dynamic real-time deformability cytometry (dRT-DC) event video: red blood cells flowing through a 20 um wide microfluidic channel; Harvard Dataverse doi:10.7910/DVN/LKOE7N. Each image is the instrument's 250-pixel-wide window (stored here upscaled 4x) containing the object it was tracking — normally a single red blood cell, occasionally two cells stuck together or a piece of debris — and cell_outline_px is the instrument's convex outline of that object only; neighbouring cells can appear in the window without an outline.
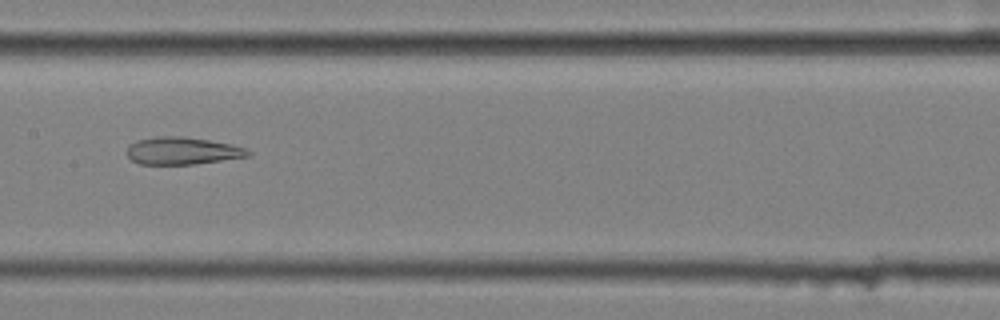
{"species": "common noctule bat (a hibernating species)", "species_latin": "Nyctalus noctula", "temperature_condition": "cold", "stored_images_in_passage": 8, "camera_frame_rate_fps": 3000, "um_per_image_px": 0.085, "animal": {"sex": "female", "body_mass_g": 25.1}, "frame": {"image": 1, "passage_image": 6, "time_ms": 1.667, "image_size_px": [1000, 320], "cell_outline_px": [[252, 152], [248, 156], [196, 164], [140, 164], [132, 160], [128, 156], [128, 144], [136, 140], [156, 136], [184, 136], [232, 144], [244, 148]], "centroid_in_image_um": [15.48, 12.81], "position_along_channel_um": 191.9, "area_um2": 19.31}}
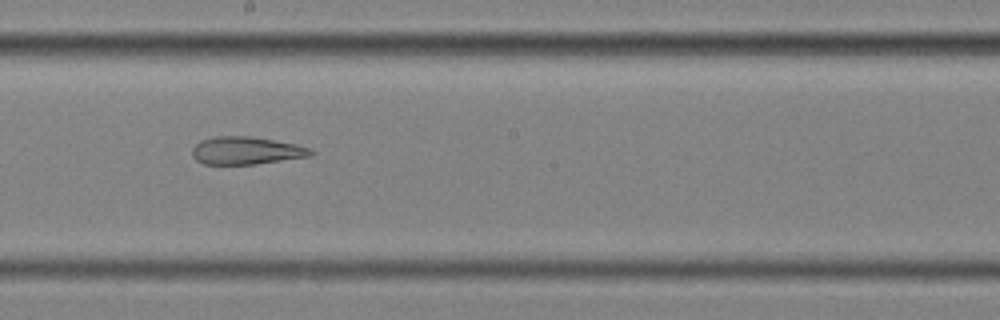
{"frame": {"image": 2, "passage_image": 7, "time_ms": 2.0, "image_size_px": [1000, 320], "cell_outline_px": [[316, 152], [312, 156], [252, 164], [204, 164], [196, 160], [192, 156], [192, 148], [200, 140], [216, 136], [248, 136], [296, 144], [308, 148]], "centroid_in_image_um": [20.91, 12.8], "position_along_channel_um": 227.3, "area_um2": 19.02}}
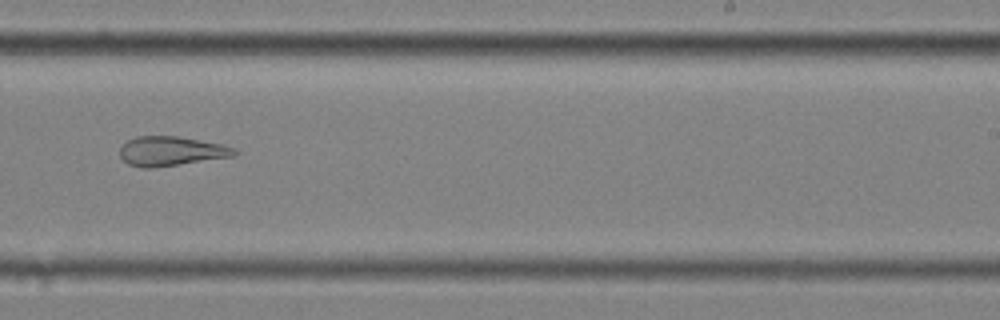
{"frame": {"image": 3, "passage_image": 8, "time_ms": 2.333, "image_size_px": [1000, 320], "cell_outline_px": [[240, 152], [232, 156], [148, 168], [144, 168], [128, 164], [120, 156], [120, 148], [128, 140], [136, 136], [176, 136], [224, 144], [236, 148]], "centroid_in_image_um": [14.55, 12.83], "position_along_channel_um": 274.4, "area_um2": 19.36}}